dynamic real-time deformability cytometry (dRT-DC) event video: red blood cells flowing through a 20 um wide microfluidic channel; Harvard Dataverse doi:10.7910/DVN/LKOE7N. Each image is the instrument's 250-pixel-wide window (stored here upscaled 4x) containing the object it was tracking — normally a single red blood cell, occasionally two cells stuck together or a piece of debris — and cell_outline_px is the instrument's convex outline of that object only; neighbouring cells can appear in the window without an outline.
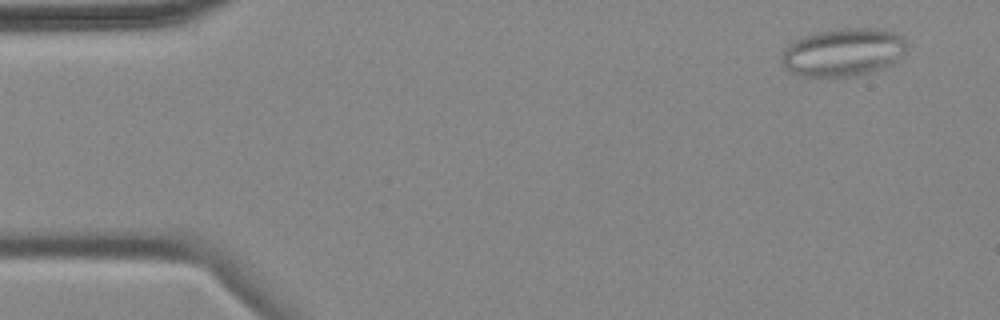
{"species": "common noctule bat (a hibernating species)", "species_latin": "Nyctalus noctula", "temperature_condition": "cold", "stored_images_in_passage": 5, "camera_frame_rate_fps": 3000, "um_per_image_px": 0.085, "animal": {"sex": "female", "body_mass_g": 18.4}, "frame": {"image": 1, "passage_image": 1, "time_ms": 0.0, "image_size_px": [1000, 320], "cell_outline_px": [[908, 44], [904, 52], [892, 64], [856, 76], [804, 76], [792, 72], [784, 68], [780, 60], [784, 48], [792, 40], [816, 32], [844, 28], [880, 28], [896, 32], [904, 36]], "centroid_in_image_um": [71.67, 4.42], "position_along_channel_um": 13.3, "area_um2": 35.2}}